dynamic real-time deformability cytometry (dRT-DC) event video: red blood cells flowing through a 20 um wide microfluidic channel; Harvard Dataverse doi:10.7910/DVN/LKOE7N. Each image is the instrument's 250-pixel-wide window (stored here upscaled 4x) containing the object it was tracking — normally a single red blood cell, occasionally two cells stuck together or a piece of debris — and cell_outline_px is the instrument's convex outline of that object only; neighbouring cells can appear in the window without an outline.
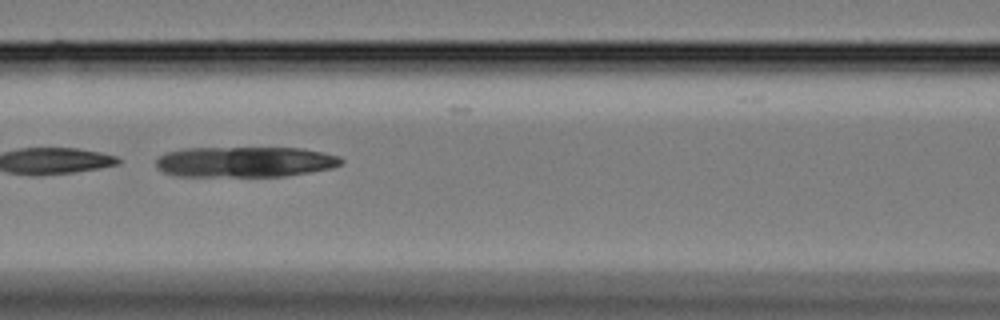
{"species": "Egyptian fruit bat (a non-hibernating species)", "species_latin": "Rousettus aegyptiacus", "temperature_condition": "cold", "stored_images_in_passage": 18, "camera_frame_rate_fps": 3000, "um_per_image_px": 0.085, "animal": {"sex": "female"}, "frame": {"image": 1, "passage_image": 7, "time_ms": 2.0, "image_size_px": [1000, 320], "cell_outline_px": [[344, 160], [340, 164], [332, 168], [284, 176], [176, 176], [164, 172], [156, 164], [156, 160], [160, 156], [168, 152], [184, 148], [300, 148], [324, 152], [340, 156]], "centroid_in_image_um": [20.85, 13.75], "position_along_channel_um": 145.8, "area_um2": 32.83}}
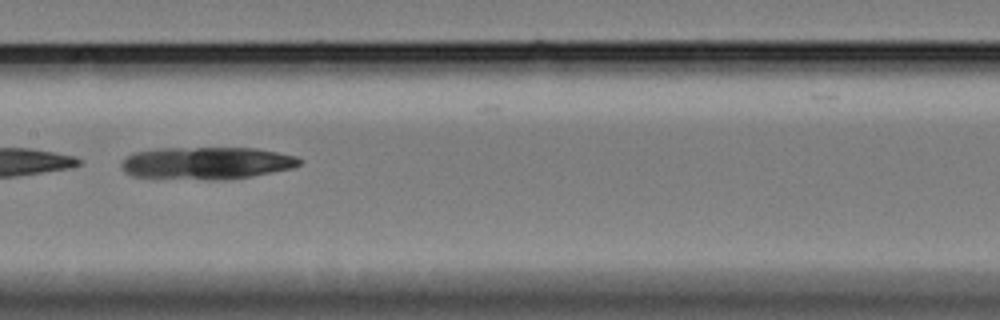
{"frame": {"image": 2, "passage_image": 11, "time_ms": 3.333, "image_size_px": [1000, 320], "cell_outline_px": [[304, 160], [300, 164], [292, 168], [252, 176], [228, 180], [212, 180], [132, 176], [124, 172], [120, 164], [132, 152], [156, 148], [256, 148], [296, 156]], "centroid_in_image_um": [17.56, 13.86], "position_along_channel_um": 189.8, "area_um2": 33.76}}